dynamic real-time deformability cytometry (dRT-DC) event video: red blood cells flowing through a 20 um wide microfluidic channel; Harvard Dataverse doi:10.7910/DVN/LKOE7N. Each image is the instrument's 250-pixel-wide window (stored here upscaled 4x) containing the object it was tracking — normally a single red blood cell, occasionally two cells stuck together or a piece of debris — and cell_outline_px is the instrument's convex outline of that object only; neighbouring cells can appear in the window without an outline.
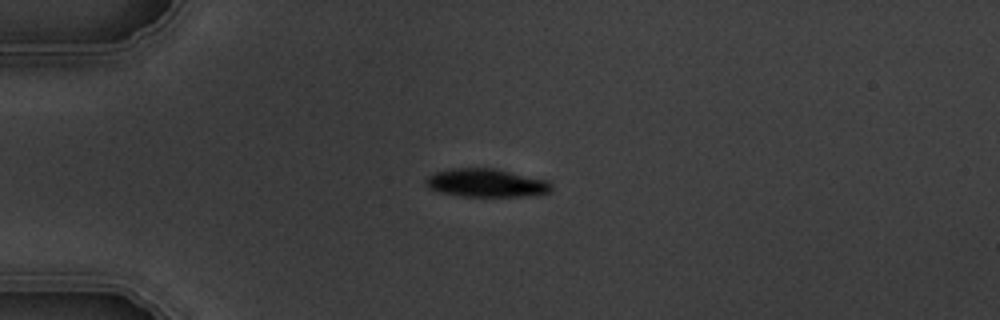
{"species": "common noctule bat (a hibernating species)", "species_latin": "Nyctalus noctula", "temperature_condition": "warm", "stored_images_in_passage": 4, "camera_frame_rate_fps": 3000, "um_per_image_px": 0.085, "animal": {"sex": "male", "body_mass_g": 19.5, "forearm_length_mm": 54.6}, "frame": {"image": 1, "passage_image": 3, "time_ms": 2.333, "image_size_px": [1000, 320], "cell_outline_px": [[552, 188], [548, 192], [520, 196], [460, 196], [440, 192], [428, 188], [424, 180], [428, 176], [436, 172], [452, 168], [496, 168], [548, 180], [552, 184]], "centroid_in_image_um": [41.31, 15.53], "position_along_channel_um": 43.7, "area_um2": 20.63}}